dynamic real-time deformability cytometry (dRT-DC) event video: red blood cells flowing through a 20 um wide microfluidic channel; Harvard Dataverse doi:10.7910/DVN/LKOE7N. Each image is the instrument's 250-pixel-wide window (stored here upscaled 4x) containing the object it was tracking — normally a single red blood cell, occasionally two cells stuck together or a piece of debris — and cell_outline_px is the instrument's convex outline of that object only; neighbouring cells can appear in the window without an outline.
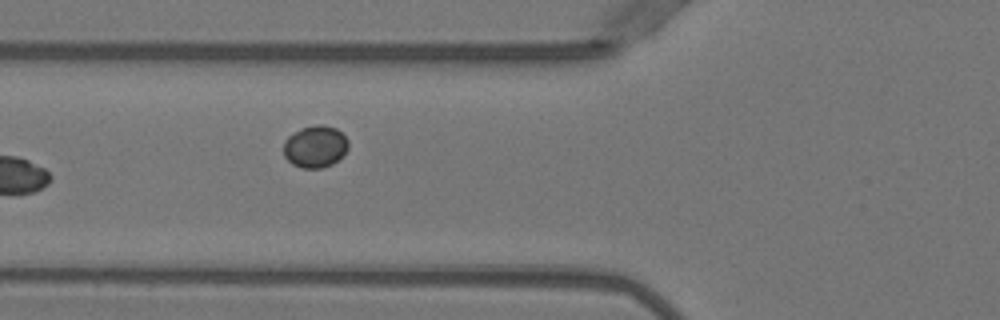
{"species": "Egyptian fruit bat (a non-hibernating species)", "species_latin": "Rousettus aegyptiacus", "temperature_condition": "warm", "stored_images_in_passage": 5, "camera_frame_rate_fps": 3000, "um_per_image_px": 0.085, "animal": {"sex": "female"}, "frame": {"image": 1, "passage_image": 5, "time_ms": 1.333, "image_size_px": [1000, 320], "cell_outline_px": [[348, 148], [344, 156], [332, 164], [320, 168], [300, 168], [292, 164], [284, 156], [284, 140], [288, 136], [300, 128], [316, 124], [324, 124], [336, 128], [348, 140]], "centroid_in_image_um": [26.8, 12.45], "position_along_channel_um": 99.0, "area_um2": 16.07}}